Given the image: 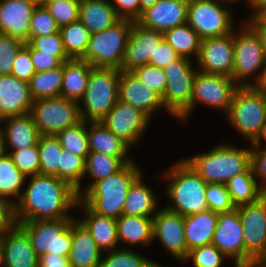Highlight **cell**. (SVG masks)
I'll return each instance as SVG.
<instances>
[{
  "instance_id": "obj_21",
  "label": "cell",
  "mask_w": 266,
  "mask_h": 267,
  "mask_svg": "<svg viewBox=\"0 0 266 267\" xmlns=\"http://www.w3.org/2000/svg\"><path fill=\"white\" fill-rule=\"evenodd\" d=\"M36 6L29 0H1L0 34L28 43L30 20Z\"/></svg>"
},
{
  "instance_id": "obj_37",
  "label": "cell",
  "mask_w": 266,
  "mask_h": 267,
  "mask_svg": "<svg viewBox=\"0 0 266 267\" xmlns=\"http://www.w3.org/2000/svg\"><path fill=\"white\" fill-rule=\"evenodd\" d=\"M63 78V65L54 69L36 72L29 81L33 99H45L60 96Z\"/></svg>"
},
{
  "instance_id": "obj_19",
  "label": "cell",
  "mask_w": 266,
  "mask_h": 267,
  "mask_svg": "<svg viewBox=\"0 0 266 267\" xmlns=\"http://www.w3.org/2000/svg\"><path fill=\"white\" fill-rule=\"evenodd\" d=\"M153 239H158L173 257L182 262L189 253L185 242L184 216L162 208L153 216Z\"/></svg>"
},
{
  "instance_id": "obj_15",
  "label": "cell",
  "mask_w": 266,
  "mask_h": 267,
  "mask_svg": "<svg viewBox=\"0 0 266 267\" xmlns=\"http://www.w3.org/2000/svg\"><path fill=\"white\" fill-rule=\"evenodd\" d=\"M212 243L229 259H235V267H245V242L238 208L218 213L217 226Z\"/></svg>"
},
{
  "instance_id": "obj_9",
  "label": "cell",
  "mask_w": 266,
  "mask_h": 267,
  "mask_svg": "<svg viewBox=\"0 0 266 267\" xmlns=\"http://www.w3.org/2000/svg\"><path fill=\"white\" fill-rule=\"evenodd\" d=\"M243 24L242 29L240 27V33L236 34L234 33L236 31L233 30L234 68L232 78L239 86H251V83L245 82V79L253 75L256 76V82L259 80L262 70L266 66V57L260 36L246 21ZM254 73L258 75H254Z\"/></svg>"
},
{
  "instance_id": "obj_6",
  "label": "cell",
  "mask_w": 266,
  "mask_h": 267,
  "mask_svg": "<svg viewBox=\"0 0 266 267\" xmlns=\"http://www.w3.org/2000/svg\"><path fill=\"white\" fill-rule=\"evenodd\" d=\"M119 75L120 70L116 68L91 69L85 94L80 100L83 107L79 105L82 120L101 121L114 107L119 100Z\"/></svg>"
},
{
  "instance_id": "obj_33",
  "label": "cell",
  "mask_w": 266,
  "mask_h": 267,
  "mask_svg": "<svg viewBox=\"0 0 266 267\" xmlns=\"http://www.w3.org/2000/svg\"><path fill=\"white\" fill-rule=\"evenodd\" d=\"M140 175L130 186L123 206V215L153 217L157 213L158 199L142 182Z\"/></svg>"
},
{
  "instance_id": "obj_20",
  "label": "cell",
  "mask_w": 266,
  "mask_h": 267,
  "mask_svg": "<svg viewBox=\"0 0 266 267\" xmlns=\"http://www.w3.org/2000/svg\"><path fill=\"white\" fill-rule=\"evenodd\" d=\"M188 0H158L136 20L141 26L165 32L187 22Z\"/></svg>"
},
{
  "instance_id": "obj_47",
  "label": "cell",
  "mask_w": 266,
  "mask_h": 267,
  "mask_svg": "<svg viewBox=\"0 0 266 267\" xmlns=\"http://www.w3.org/2000/svg\"><path fill=\"white\" fill-rule=\"evenodd\" d=\"M45 7L60 28L79 20L80 0H57Z\"/></svg>"
},
{
  "instance_id": "obj_32",
  "label": "cell",
  "mask_w": 266,
  "mask_h": 267,
  "mask_svg": "<svg viewBox=\"0 0 266 267\" xmlns=\"http://www.w3.org/2000/svg\"><path fill=\"white\" fill-rule=\"evenodd\" d=\"M90 123H92L90 128H87L90 152H99L112 157H127L130 146L126 142L109 131L101 121Z\"/></svg>"
},
{
  "instance_id": "obj_26",
  "label": "cell",
  "mask_w": 266,
  "mask_h": 267,
  "mask_svg": "<svg viewBox=\"0 0 266 267\" xmlns=\"http://www.w3.org/2000/svg\"><path fill=\"white\" fill-rule=\"evenodd\" d=\"M77 207L82 206L85 217L79 220L90 232L97 246L105 253L115 250L119 242L117 233L116 219L103 216L94 212L88 205L84 204L80 199Z\"/></svg>"
},
{
  "instance_id": "obj_3",
  "label": "cell",
  "mask_w": 266,
  "mask_h": 267,
  "mask_svg": "<svg viewBox=\"0 0 266 267\" xmlns=\"http://www.w3.org/2000/svg\"><path fill=\"white\" fill-rule=\"evenodd\" d=\"M163 176L170 182L166 193L172 200V204L165 208L182 216L208 209L205 196L207 183L184 159Z\"/></svg>"
},
{
  "instance_id": "obj_53",
  "label": "cell",
  "mask_w": 266,
  "mask_h": 267,
  "mask_svg": "<svg viewBox=\"0 0 266 267\" xmlns=\"http://www.w3.org/2000/svg\"><path fill=\"white\" fill-rule=\"evenodd\" d=\"M251 151V168L254 177L257 176L261 180L259 187L264 191L266 190V147L264 150L260 149L261 142L250 143ZM261 150V151H260Z\"/></svg>"
},
{
  "instance_id": "obj_56",
  "label": "cell",
  "mask_w": 266,
  "mask_h": 267,
  "mask_svg": "<svg viewBox=\"0 0 266 267\" xmlns=\"http://www.w3.org/2000/svg\"><path fill=\"white\" fill-rule=\"evenodd\" d=\"M15 204L16 201L0 198V238L17 225Z\"/></svg>"
},
{
  "instance_id": "obj_31",
  "label": "cell",
  "mask_w": 266,
  "mask_h": 267,
  "mask_svg": "<svg viewBox=\"0 0 266 267\" xmlns=\"http://www.w3.org/2000/svg\"><path fill=\"white\" fill-rule=\"evenodd\" d=\"M119 241L131 245H149L153 241V217L121 215L116 219Z\"/></svg>"
},
{
  "instance_id": "obj_8",
  "label": "cell",
  "mask_w": 266,
  "mask_h": 267,
  "mask_svg": "<svg viewBox=\"0 0 266 267\" xmlns=\"http://www.w3.org/2000/svg\"><path fill=\"white\" fill-rule=\"evenodd\" d=\"M73 220L74 218L27 220L17 222V225L27 234L38 256L58 254L62 257H69Z\"/></svg>"
},
{
  "instance_id": "obj_34",
  "label": "cell",
  "mask_w": 266,
  "mask_h": 267,
  "mask_svg": "<svg viewBox=\"0 0 266 267\" xmlns=\"http://www.w3.org/2000/svg\"><path fill=\"white\" fill-rule=\"evenodd\" d=\"M257 181L250 166L245 172L235 175L226 183L231 200L236 207L256 202L261 198L263 190Z\"/></svg>"
},
{
  "instance_id": "obj_17",
  "label": "cell",
  "mask_w": 266,
  "mask_h": 267,
  "mask_svg": "<svg viewBox=\"0 0 266 267\" xmlns=\"http://www.w3.org/2000/svg\"><path fill=\"white\" fill-rule=\"evenodd\" d=\"M198 71L232 78L234 68L233 31L223 36L201 40Z\"/></svg>"
},
{
  "instance_id": "obj_38",
  "label": "cell",
  "mask_w": 266,
  "mask_h": 267,
  "mask_svg": "<svg viewBox=\"0 0 266 267\" xmlns=\"http://www.w3.org/2000/svg\"><path fill=\"white\" fill-rule=\"evenodd\" d=\"M40 174L61 179V152L63 147L56 136L40 135L38 140Z\"/></svg>"
},
{
  "instance_id": "obj_27",
  "label": "cell",
  "mask_w": 266,
  "mask_h": 267,
  "mask_svg": "<svg viewBox=\"0 0 266 267\" xmlns=\"http://www.w3.org/2000/svg\"><path fill=\"white\" fill-rule=\"evenodd\" d=\"M2 121L6 125L2 127L6 151L8 146L15 151L38 144L40 134L30 113L8 117L0 122Z\"/></svg>"
},
{
  "instance_id": "obj_43",
  "label": "cell",
  "mask_w": 266,
  "mask_h": 267,
  "mask_svg": "<svg viewBox=\"0 0 266 267\" xmlns=\"http://www.w3.org/2000/svg\"><path fill=\"white\" fill-rule=\"evenodd\" d=\"M108 252L106 257L101 259L99 267H146L152 261L124 248Z\"/></svg>"
},
{
  "instance_id": "obj_1",
  "label": "cell",
  "mask_w": 266,
  "mask_h": 267,
  "mask_svg": "<svg viewBox=\"0 0 266 267\" xmlns=\"http://www.w3.org/2000/svg\"><path fill=\"white\" fill-rule=\"evenodd\" d=\"M28 177L30 182L15 204L17 222L72 218L67 213L79 200L75 188L56 176L38 174Z\"/></svg>"
},
{
  "instance_id": "obj_57",
  "label": "cell",
  "mask_w": 266,
  "mask_h": 267,
  "mask_svg": "<svg viewBox=\"0 0 266 267\" xmlns=\"http://www.w3.org/2000/svg\"><path fill=\"white\" fill-rule=\"evenodd\" d=\"M112 5L121 19L136 21L142 14L139 0H114Z\"/></svg>"
},
{
  "instance_id": "obj_51",
  "label": "cell",
  "mask_w": 266,
  "mask_h": 267,
  "mask_svg": "<svg viewBox=\"0 0 266 267\" xmlns=\"http://www.w3.org/2000/svg\"><path fill=\"white\" fill-rule=\"evenodd\" d=\"M10 35L0 34V75H10L17 52L24 45Z\"/></svg>"
},
{
  "instance_id": "obj_68",
  "label": "cell",
  "mask_w": 266,
  "mask_h": 267,
  "mask_svg": "<svg viewBox=\"0 0 266 267\" xmlns=\"http://www.w3.org/2000/svg\"><path fill=\"white\" fill-rule=\"evenodd\" d=\"M261 199L264 201V203H265V209H266V190H264L262 192Z\"/></svg>"
},
{
  "instance_id": "obj_69",
  "label": "cell",
  "mask_w": 266,
  "mask_h": 267,
  "mask_svg": "<svg viewBox=\"0 0 266 267\" xmlns=\"http://www.w3.org/2000/svg\"><path fill=\"white\" fill-rule=\"evenodd\" d=\"M31 2H34L36 5H42L44 0H29Z\"/></svg>"
},
{
  "instance_id": "obj_55",
  "label": "cell",
  "mask_w": 266,
  "mask_h": 267,
  "mask_svg": "<svg viewBox=\"0 0 266 267\" xmlns=\"http://www.w3.org/2000/svg\"><path fill=\"white\" fill-rule=\"evenodd\" d=\"M29 52L36 72L54 69L63 65V62L58 57L35 50L30 44Z\"/></svg>"
},
{
  "instance_id": "obj_10",
  "label": "cell",
  "mask_w": 266,
  "mask_h": 267,
  "mask_svg": "<svg viewBox=\"0 0 266 267\" xmlns=\"http://www.w3.org/2000/svg\"><path fill=\"white\" fill-rule=\"evenodd\" d=\"M79 103L61 96L33 101L30 115L40 135L56 136L80 122Z\"/></svg>"
},
{
  "instance_id": "obj_35",
  "label": "cell",
  "mask_w": 266,
  "mask_h": 267,
  "mask_svg": "<svg viewBox=\"0 0 266 267\" xmlns=\"http://www.w3.org/2000/svg\"><path fill=\"white\" fill-rule=\"evenodd\" d=\"M134 162L127 157H112L99 152H90L85 158V175H90L92 181L84 192L96 181L120 171L126 164ZM87 173V174H86Z\"/></svg>"
},
{
  "instance_id": "obj_71",
  "label": "cell",
  "mask_w": 266,
  "mask_h": 267,
  "mask_svg": "<svg viewBox=\"0 0 266 267\" xmlns=\"http://www.w3.org/2000/svg\"><path fill=\"white\" fill-rule=\"evenodd\" d=\"M262 140H265V143H266V129H265V132H264L263 137L260 139L259 142H262ZM265 147H266V146H265Z\"/></svg>"
},
{
  "instance_id": "obj_39",
  "label": "cell",
  "mask_w": 266,
  "mask_h": 267,
  "mask_svg": "<svg viewBox=\"0 0 266 267\" xmlns=\"http://www.w3.org/2000/svg\"><path fill=\"white\" fill-rule=\"evenodd\" d=\"M64 49L70 59H82L85 55L91 32L80 21L77 20L59 30Z\"/></svg>"
},
{
  "instance_id": "obj_59",
  "label": "cell",
  "mask_w": 266,
  "mask_h": 267,
  "mask_svg": "<svg viewBox=\"0 0 266 267\" xmlns=\"http://www.w3.org/2000/svg\"><path fill=\"white\" fill-rule=\"evenodd\" d=\"M250 26H266V5L259 8L254 14L250 21H246Z\"/></svg>"
},
{
  "instance_id": "obj_45",
  "label": "cell",
  "mask_w": 266,
  "mask_h": 267,
  "mask_svg": "<svg viewBox=\"0 0 266 267\" xmlns=\"http://www.w3.org/2000/svg\"><path fill=\"white\" fill-rule=\"evenodd\" d=\"M6 153L11 156L19 171L27 177L40 174V157L37 145L23 150L6 151Z\"/></svg>"
},
{
  "instance_id": "obj_22",
  "label": "cell",
  "mask_w": 266,
  "mask_h": 267,
  "mask_svg": "<svg viewBox=\"0 0 266 267\" xmlns=\"http://www.w3.org/2000/svg\"><path fill=\"white\" fill-rule=\"evenodd\" d=\"M119 99L144 112L149 118L158 108H165L162 97L143 84L132 72L120 70Z\"/></svg>"
},
{
  "instance_id": "obj_42",
  "label": "cell",
  "mask_w": 266,
  "mask_h": 267,
  "mask_svg": "<svg viewBox=\"0 0 266 267\" xmlns=\"http://www.w3.org/2000/svg\"><path fill=\"white\" fill-rule=\"evenodd\" d=\"M85 159L79 155L62 149L61 152V179L76 189L78 197L83 194L81 179L85 178Z\"/></svg>"
},
{
  "instance_id": "obj_7",
  "label": "cell",
  "mask_w": 266,
  "mask_h": 267,
  "mask_svg": "<svg viewBox=\"0 0 266 267\" xmlns=\"http://www.w3.org/2000/svg\"><path fill=\"white\" fill-rule=\"evenodd\" d=\"M133 22L129 19H120L113 26L91 34L82 60L93 67L121 70V62Z\"/></svg>"
},
{
  "instance_id": "obj_66",
  "label": "cell",
  "mask_w": 266,
  "mask_h": 267,
  "mask_svg": "<svg viewBox=\"0 0 266 267\" xmlns=\"http://www.w3.org/2000/svg\"><path fill=\"white\" fill-rule=\"evenodd\" d=\"M146 267H164V266H162V265H160L154 261H151ZM165 267H167V266H165Z\"/></svg>"
},
{
  "instance_id": "obj_46",
  "label": "cell",
  "mask_w": 266,
  "mask_h": 267,
  "mask_svg": "<svg viewBox=\"0 0 266 267\" xmlns=\"http://www.w3.org/2000/svg\"><path fill=\"white\" fill-rule=\"evenodd\" d=\"M208 209L217 212L231 211L236 206L233 204L226 184L209 183L205 191Z\"/></svg>"
},
{
  "instance_id": "obj_5",
  "label": "cell",
  "mask_w": 266,
  "mask_h": 267,
  "mask_svg": "<svg viewBox=\"0 0 266 267\" xmlns=\"http://www.w3.org/2000/svg\"><path fill=\"white\" fill-rule=\"evenodd\" d=\"M226 116L249 143L259 142L266 129V96L254 86H239Z\"/></svg>"
},
{
  "instance_id": "obj_13",
  "label": "cell",
  "mask_w": 266,
  "mask_h": 267,
  "mask_svg": "<svg viewBox=\"0 0 266 267\" xmlns=\"http://www.w3.org/2000/svg\"><path fill=\"white\" fill-rule=\"evenodd\" d=\"M216 0H188L187 24L201 39L233 31L231 11Z\"/></svg>"
},
{
  "instance_id": "obj_16",
  "label": "cell",
  "mask_w": 266,
  "mask_h": 267,
  "mask_svg": "<svg viewBox=\"0 0 266 267\" xmlns=\"http://www.w3.org/2000/svg\"><path fill=\"white\" fill-rule=\"evenodd\" d=\"M148 122H150V118L144 112L122 102L120 99L101 120V123L109 131L121 138L129 146H133L140 139V136L149 125Z\"/></svg>"
},
{
  "instance_id": "obj_65",
  "label": "cell",
  "mask_w": 266,
  "mask_h": 267,
  "mask_svg": "<svg viewBox=\"0 0 266 267\" xmlns=\"http://www.w3.org/2000/svg\"><path fill=\"white\" fill-rule=\"evenodd\" d=\"M1 266L5 267V252L0 246V267Z\"/></svg>"
},
{
  "instance_id": "obj_52",
  "label": "cell",
  "mask_w": 266,
  "mask_h": 267,
  "mask_svg": "<svg viewBox=\"0 0 266 267\" xmlns=\"http://www.w3.org/2000/svg\"><path fill=\"white\" fill-rule=\"evenodd\" d=\"M35 73L36 71L30 58L29 43H25L16 54L11 75L29 82Z\"/></svg>"
},
{
  "instance_id": "obj_54",
  "label": "cell",
  "mask_w": 266,
  "mask_h": 267,
  "mask_svg": "<svg viewBox=\"0 0 266 267\" xmlns=\"http://www.w3.org/2000/svg\"><path fill=\"white\" fill-rule=\"evenodd\" d=\"M179 58L180 56L175 49L164 39L156 47L154 58H150L149 65L163 69Z\"/></svg>"
},
{
  "instance_id": "obj_67",
  "label": "cell",
  "mask_w": 266,
  "mask_h": 267,
  "mask_svg": "<svg viewBox=\"0 0 266 267\" xmlns=\"http://www.w3.org/2000/svg\"><path fill=\"white\" fill-rule=\"evenodd\" d=\"M216 1H218L219 3H222V4H224V3H234V2H238V1H240V0H216Z\"/></svg>"
},
{
  "instance_id": "obj_14",
  "label": "cell",
  "mask_w": 266,
  "mask_h": 267,
  "mask_svg": "<svg viewBox=\"0 0 266 267\" xmlns=\"http://www.w3.org/2000/svg\"><path fill=\"white\" fill-rule=\"evenodd\" d=\"M238 87L239 85L231 77L197 70L194 76L190 110L181 120L189 118L191 110L198 102L214 108H221L220 110L223 109L227 114L233 94Z\"/></svg>"
},
{
  "instance_id": "obj_49",
  "label": "cell",
  "mask_w": 266,
  "mask_h": 267,
  "mask_svg": "<svg viewBox=\"0 0 266 267\" xmlns=\"http://www.w3.org/2000/svg\"><path fill=\"white\" fill-rule=\"evenodd\" d=\"M28 43L35 50L58 57L63 63L70 60L64 49L60 32L40 37H29Z\"/></svg>"
},
{
  "instance_id": "obj_30",
  "label": "cell",
  "mask_w": 266,
  "mask_h": 267,
  "mask_svg": "<svg viewBox=\"0 0 266 267\" xmlns=\"http://www.w3.org/2000/svg\"><path fill=\"white\" fill-rule=\"evenodd\" d=\"M92 68L91 64L82 59L65 61L60 96L79 102L85 94Z\"/></svg>"
},
{
  "instance_id": "obj_40",
  "label": "cell",
  "mask_w": 266,
  "mask_h": 267,
  "mask_svg": "<svg viewBox=\"0 0 266 267\" xmlns=\"http://www.w3.org/2000/svg\"><path fill=\"white\" fill-rule=\"evenodd\" d=\"M27 178L15 166L8 153L0 156V198L10 200L9 198L14 196L18 202L22 194L20 189Z\"/></svg>"
},
{
  "instance_id": "obj_4",
  "label": "cell",
  "mask_w": 266,
  "mask_h": 267,
  "mask_svg": "<svg viewBox=\"0 0 266 267\" xmlns=\"http://www.w3.org/2000/svg\"><path fill=\"white\" fill-rule=\"evenodd\" d=\"M184 160L207 184H226L232 177L245 172L251 166V151L223 144Z\"/></svg>"
},
{
  "instance_id": "obj_50",
  "label": "cell",
  "mask_w": 266,
  "mask_h": 267,
  "mask_svg": "<svg viewBox=\"0 0 266 267\" xmlns=\"http://www.w3.org/2000/svg\"><path fill=\"white\" fill-rule=\"evenodd\" d=\"M139 80L161 97L166 89V75L162 68L152 65H144L131 71Z\"/></svg>"
},
{
  "instance_id": "obj_64",
  "label": "cell",
  "mask_w": 266,
  "mask_h": 267,
  "mask_svg": "<svg viewBox=\"0 0 266 267\" xmlns=\"http://www.w3.org/2000/svg\"><path fill=\"white\" fill-rule=\"evenodd\" d=\"M158 0H139L140 7L144 10L146 7L154 5Z\"/></svg>"
},
{
  "instance_id": "obj_48",
  "label": "cell",
  "mask_w": 266,
  "mask_h": 267,
  "mask_svg": "<svg viewBox=\"0 0 266 267\" xmlns=\"http://www.w3.org/2000/svg\"><path fill=\"white\" fill-rule=\"evenodd\" d=\"M224 258L226 256L211 243L191 249L185 262L191 259L194 267H220Z\"/></svg>"
},
{
  "instance_id": "obj_63",
  "label": "cell",
  "mask_w": 266,
  "mask_h": 267,
  "mask_svg": "<svg viewBox=\"0 0 266 267\" xmlns=\"http://www.w3.org/2000/svg\"><path fill=\"white\" fill-rule=\"evenodd\" d=\"M5 141H4V134H3V129L0 126V156L5 154Z\"/></svg>"
},
{
  "instance_id": "obj_62",
  "label": "cell",
  "mask_w": 266,
  "mask_h": 267,
  "mask_svg": "<svg viewBox=\"0 0 266 267\" xmlns=\"http://www.w3.org/2000/svg\"><path fill=\"white\" fill-rule=\"evenodd\" d=\"M254 11H257L262 6L266 5V0H246Z\"/></svg>"
},
{
  "instance_id": "obj_61",
  "label": "cell",
  "mask_w": 266,
  "mask_h": 267,
  "mask_svg": "<svg viewBox=\"0 0 266 267\" xmlns=\"http://www.w3.org/2000/svg\"><path fill=\"white\" fill-rule=\"evenodd\" d=\"M257 34L260 36L262 47L264 49V54L266 57V26H251Z\"/></svg>"
},
{
  "instance_id": "obj_12",
  "label": "cell",
  "mask_w": 266,
  "mask_h": 267,
  "mask_svg": "<svg viewBox=\"0 0 266 267\" xmlns=\"http://www.w3.org/2000/svg\"><path fill=\"white\" fill-rule=\"evenodd\" d=\"M192 60L180 57L163 68L166 75V89L162 102L167 112L181 119L189 110L193 90L194 76Z\"/></svg>"
},
{
  "instance_id": "obj_44",
  "label": "cell",
  "mask_w": 266,
  "mask_h": 267,
  "mask_svg": "<svg viewBox=\"0 0 266 267\" xmlns=\"http://www.w3.org/2000/svg\"><path fill=\"white\" fill-rule=\"evenodd\" d=\"M60 27L43 5H37L30 20L29 37H40L59 32Z\"/></svg>"
},
{
  "instance_id": "obj_36",
  "label": "cell",
  "mask_w": 266,
  "mask_h": 267,
  "mask_svg": "<svg viewBox=\"0 0 266 267\" xmlns=\"http://www.w3.org/2000/svg\"><path fill=\"white\" fill-rule=\"evenodd\" d=\"M164 39L180 57L190 59L194 55L198 59L202 39L187 22L165 31Z\"/></svg>"
},
{
  "instance_id": "obj_41",
  "label": "cell",
  "mask_w": 266,
  "mask_h": 267,
  "mask_svg": "<svg viewBox=\"0 0 266 267\" xmlns=\"http://www.w3.org/2000/svg\"><path fill=\"white\" fill-rule=\"evenodd\" d=\"M86 123L88 122L81 120L56 135L63 149L84 159L90 153Z\"/></svg>"
},
{
  "instance_id": "obj_70",
  "label": "cell",
  "mask_w": 266,
  "mask_h": 267,
  "mask_svg": "<svg viewBox=\"0 0 266 267\" xmlns=\"http://www.w3.org/2000/svg\"><path fill=\"white\" fill-rule=\"evenodd\" d=\"M54 1H57V0H44V2H43V6H46L48 3H50V2H54Z\"/></svg>"
},
{
  "instance_id": "obj_60",
  "label": "cell",
  "mask_w": 266,
  "mask_h": 267,
  "mask_svg": "<svg viewBox=\"0 0 266 267\" xmlns=\"http://www.w3.org/2000/svg\"><path fill=\"white\" fill-rule=\"evenodd\" d=\"M251 86H254L260 93L266 96V66L262 70L259 80L255 83H251Z\"/></svg>"
},
{
  "instance_id": "obj_2",
  "label": "cell",
  "mask_w": 266,
  "mask_h": 267,
  "mask_svg": "<svg viewBox=\"0 0 266 267\" xmlns=\"http://www.w3.org/2000/svg\"><path fill=\"white\" fill-rule=\"evenodd\" d=\"M142 175L135 163L126 164L120 171L93 183L79 199L97 214L117 219L132 183Z\"/></svg>"
},
{
  "instance_id": "obj_11",
  "label": "cell",
  "mask_w": 266,
  "mask_h": 267,
  "mask_svg": "<svg viewBox=\"0 0 266 267\" xmlns=\"http://www.w3.org/2000/svg\"><path fill=\"white\" fill-rule=\"evenodd\" d=\"M245 242V267H266V209L258 201L237 207Z\"/></svg>"
},
{
  "instance_id": "obj_23",
  "label": "cell",
  "mask_w": 266,
  "mask_h": 267,
  "mask_svg": "<svg viewBox=\"0 0 266 267\" xmlns=\"http://www.w3.org/2000/svg\"><path fill=\"white\" fill-rule=\"evenodd\" d=\"M33 99L29 82L10 75H0V121L30 113Z\"/></svg>"
},
{
  "instance_id": "obj_29",
  "label": "cell",
  "mask_w": 266,
  "mask_h": 267,
  "mask_svg": "<svg viewBox=\"0 0 266 267\" xmlns=\"http://www.w3.org/2000/svg\"><path fill=\"white\" fill-rule=\"evenodd\" d=\"M120 19L109 0H80L79 20L91 34L113 26Z\"/></svg>"
},
{
  "instance_id": "obj_28",
  "label": "cell",
  "mask_w": 266,
  "mask_h": 267,
  "mask_svg": "<svg viewBox=\"0 0 266 267\" xmlns=\"http://www.w3.org/2000/svg\"><path fill=\"white\" fill-rule=\"evenodd\" d=\"M217 221L218 213L209 209L184 216L185 242L188 251L212 243Z\"/></svg>"
},
{
  "instance_id": "obj_24",
  "label": "cell",
  "mask_w": 266,
  "mask_h": 267,
  "mask_svg": "<svg viewBox=\"0 0 266 267\" xmlns=\"http://www.w3.org/2000/svg\"><path fill=\"white\" fill-rule=\"evenodd\" d=\"M0 246L5 252V267H38L39 256L18 225L0 238Z\"/></svg>"
},
{
  "instance_id": "obj_25",
  "label": "cell",
  "mask_w": 266,
  "mask_h": 267,
  "mask_svg": "<svg viewBox=\"0 0 266 267\" xmlns=\"http://www.w3.org/2000/svg\"><path fill=\"white\" fill-rule=\"evenodd\" d=\"M103 251L97 246L87 228L72 221V243L68 261L72 267H99Z\"/></svg>"
},
{
  "instance_id": "obj_18",
  "label": "cell",
  "mask_w": 266,
  "mask_h": 267,
  "mask_svg": "<svg viewBox=\"0 0 266 267\" xmlns=\"http://www.w3.org/2000/svg\"><path fill=\"white\" fill-rule=\"evenodd\" d=\"M164 40V33L133 22L124 50L121 70L131 72L135 68L149 64L154 58L156 47Z\"/></svg>"
},
{
  "instance_id": "obj_58",
  "label": "cell",
  "mask_w": 266,
  "mask_h": 267,
  "mask_svg": "<svg viewBox=\"0 0 266 267\" xmlns=\"http://www.w3.org/2000/svg\"><path fill=\"white\" fill-rule=\"evenodd\" d=\"M38 267H72L68 257L58 254H43L39 256Z\"/></svg>"
}]
</instances>
